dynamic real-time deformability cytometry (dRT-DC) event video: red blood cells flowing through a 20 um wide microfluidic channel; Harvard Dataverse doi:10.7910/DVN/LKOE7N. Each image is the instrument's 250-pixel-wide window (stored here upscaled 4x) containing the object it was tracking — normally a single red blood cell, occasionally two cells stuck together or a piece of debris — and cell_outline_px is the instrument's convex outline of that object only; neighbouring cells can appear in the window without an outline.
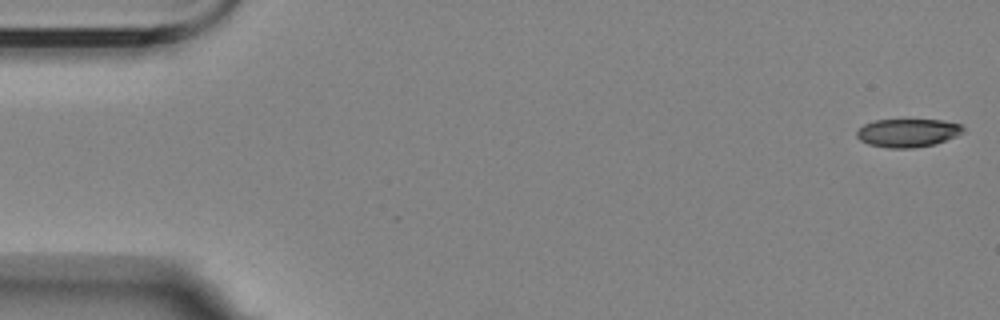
{"species": "Egyptian fruit bat (a non-hibernating species)", "species_latin": "Rousettus aegyptiacus", "temperature_condition": "room temperature", "stored_images_in_passage": 6, "segment_of_instrument_passage": [1, 2], "camera_frame_rate_fps": 3000, "um_per_image_px": 0.085, "animal": {"sex": "female"}, "frame": {"image": 1, "passage_image": 1, "time_ms": 0.0, "image_size_px": [1000, 320], "cell_outline_px": [[964, 132], [956, 136], [936, 144], [912, 148], [888, 148], [868, 144], [860, 140], [856, 136], [856, 132], [864, 124], [876, 120], [940, 120], [960, 124], [964, 128]], "centroid_in_image_um": [77.16, 11.3], "position_along_channel_um": 7.8, "area_um2": 17.51}}
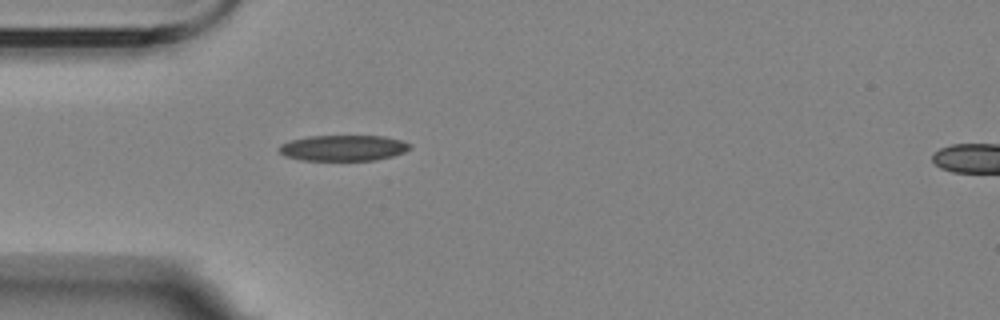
{"frame": {"image": 2, "passage_image": 5, "time_ms": 5.0, "image_size_px": [1000, 320], "cell_outline_px": [[412, 148], [404, 152], [392, 156], [376, 160], [300, 160], [284, 156], [276, 148], [280, 144], [292, 140], [308, 136], [384, 136], [400, 140], [412, 144]], "centroid_in_image_um": [29.17, 12.58], "position_along_channel_um": 55.8, "area_um2": 19.77}}